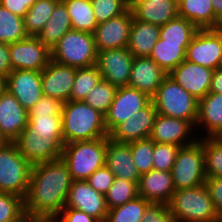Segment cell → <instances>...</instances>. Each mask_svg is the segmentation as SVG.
I'll return each mask as SVG.
<instances>
[{
	"mask_svg": "<svg viewBox=\"0 0 222 222\" xmlns=\"http://www.w3.org/2000/svg\"><path fill=\"white\" fill-rule=\"evenodd\" d=\"M73 182L67 164L58 160L32 165L24 211L35 221L56 217L66 206Z\"/></svg>",
	"mask_w": 222,
	"mask_h": 222,
	"instance_id": "1",
	"label": "cell"
},
{
	"mask_svg": "<svg viewBox=\"0 0 222 222\" xmlns=\"http://www.w3.org/2000/svg\"><path fill=\"white\" fill-rule=\"evenodd\" d=\"M13 143L31 165L60 159L65 145L62 115H28L26 128Z\"/></svg>",
	"mask_w": 222,
	"mask_h": 222,
	"instance_id": "2",
	"label": "cell"
},
{
	"mask_svg": "<svg viewBox=\"0 0 222 222\" xmlns=\"http://www.w3.org/2000/svg\"><path fill=\"white\" fill-rule=\"evenodd\" d=\"M64 144L108 137L105 116L84 101H67L62 108Z\"/></svg>",
	"mask_w": 222,
	"mask_h": 222,
	"instance_id": "3",
	"label": "cell"
},
{
	"mask_svg": "<svg viewBox=\"0 0 222 222\" xmlns=\"http://www.w3.org/2000/svg\"><path fill=\"white\" fill-rule=\"evenodd\" d=\"M168 206L176 222H220L205 184L175 190Z\"/></svg>",
	"mask_w": 222,
	"mask_h": 222,
	"instance_id": "4",
	"label": "cell"
},
{
	"mask_svg": "<svg viewBox=\"0 0 222 222\" xmlns=\"http://www.w3.org/2000/svg\"><path fill=\"white\" fill-rule=\"evenodd\" d=\"M108 137L75 141L64 145L61 159L67 164L73 180H87L105 165Z\"/></svg>",
	"mask_w": 222,
	"mask_h": 222,
	"instance_id": "5",
	"label": "cell"
},
{
	"mask_svg": "<svg viewBox=\"0 0 222 222\" xmlns=\"http://www.w3.org/2000/svg\"><path fill=\"white\" fill-rule=\"evenodd\" d=\"M157 114L189 121L194 127L198 115V99L167 75L151 98Z\"/></svg>",
	"mask_w": 222,
	"mask_h": 222,
	"instance_id": "6",
	"label": "cell"
},
{
	"mask_svg": "<svg viewBox=\"0 0 222 222\" xmlns=\"http://www.w3.org/2000/svg\"><path fill=\"white\" fill-rule=\"evenodd\" d=\"M50 51L51 60L70 67L87 68L97 62L94 35L89 32L71 29Z\"/></svg>",
	"mask_w": 222,
	"mask_h": 222,
	"instance_id": "7",
	"label": "cell"
},
{
	"mask_svg": "<svg viewBox=\"0 0 222 222\" xmlns=\"http://www.w3.org/2000/svg\"><path fill=\"white\" fill-rule=\"evenodd\" d=\"M175 190L194 188L205 184V159L202 138L180 147L171 169Z\"/></svg>",
	"mask_w": 222,
	"mask_h": 222,
	"instance_id": "8",
	"label": "cell"
},
{
	"mask_svg": "<svg viewBox=\"0 0 222 222\" xmlns=\"http://www.w3.org/2000/svg\"><path fill=\"white\" fill-rule=\"evenodd\" d=\"M32 165L11 142L0 149V192L25 198Z\"/></svg>",
	"mask_w": 222,
	"mask_h": 222,
	"instance_id": "9",
	"label": "cell"
},
{
	"mask_svg": "<svg viewBox=\"0 0 222 222\" xmlns=\"http://www.w3.org/2000/svg\"><path fill=\"white\" fill-rule=\"evenodd\" d=\"M185 60L216 70L222 67V36L215 29H199L186 49Z\"/></svg>",
	"mask_w": 222,
	"mask_h": 222,
	"instance_id": "10",
	"label": "cell"
},
{
	"mask_svg": "<svg viewBox=\"0 0 222 222\" xmlns=\"http://www.w3.org/2000/svg\"><path fill=\"white\" fill-rule=\"evenodd\" d=\"M10 64L13 70L41 72L51 60V51L37 36L9 44Z\"/></svg>",
	"mask_w": 222,
	"mask_h": 222,
	"instance_id": "11",
	"label": "cell"
},
{
	"mask_svg": "<svg viewBox=\"0 0 222 222\" xmlns=\"http://www.w3.org/2000/svg\"><path fill=\"white\" fill-rule=\"evenodd\" d=\"M134 56L127 49H107L98 51L96 66L103 80L115 87L128 86Z\"/></svg>",
	"mask_w": 222,
	"mask_h": 222,
	"instance_id": "12",
	"label": "cell"
},
{
	"mask_svg": "<svg viewBox=\"0 0 222 222\" xmlns=\"http://www.w3.org/2000/svg\"><path fill=\"white\" fill-rule=\"evenodd\" d=\"M151 101V97L136 88L130 86L117 88L114 100L105 115V127L108 134Z\"/></svg>",
	"mask_w": 222,
	"mask_h": 222,
	"instance_id": "13",
	"label": "cell"
},
{
	"mask_svg": "<svg viewBox=\"0 0 222 222\" xmlns=\"http://www.w3.org/2000/svg\"><path fill=\"white\" fill-rule=\"evenodd\" d=\"M149 138L157 143L176 146L193 144L197 139L195 127L187 120L157 114Z\"/></svg>",
	"mask_w": 222,
	"mask_h": 222,
	"instance_id": "14",
	"label": "cell"
},
{
	"mask_svg": "<svg viewBox=\"0 0 222 222\" xmlns=\"http://www.w3.org/2000/svg\"><path fill=\"white\" fill-rule=\"evenodd\" d=\"M64 208L83 211L98 222H105L108 213L105 196L91 187L87 180H73Z\"/></svg>",
	"mask_w": 222,
	"mask_h": 222,
	"instance_id": "15",
	"label": "cell"
},
{
	"mask_svg": "<svg viewBox=\"0 0 222 222\" xmlns=\"http://www.w3.org/2000/svg\"><path fill=\"white\" fill-rule=\"evenodd\" d=\"M132 23L133 13L128 8L123 14L98 24L93 33L97 51L127 47Z\"/></svg>",
	"mask_w": 222,
	"mask_h": 222,
	"instance_id": "16",
	"label": "cell"
},
{
	"mask_svg": "<svg viewBox=\"0 0 222 222\" xmlns=\"http://www.w3.org/2000/svg\"><path fill=\"white\" fill-rule=\"evenodd\" d=\"M5 89L28 111L43 96L41 72L13 70L5 78Z\"/></svg>",
	"mask_w": 222,
	"mask_h": 222,
	"instance_id": "17",
	"label": "cell"
},
{
	"mask_svg": "<svg viewBox=\"0 0 222 222\" xmlns=\"http://www.w3.org/2000/svg\"><path fill=\"white\" fill-rule=\"evenodd\" d=\"M156 115V108L151 101L143 109L117 125L109 133L108 137L119 143H129L149 138Z\"/></svg>",
	"mask_w": 222,
	"mask_h": 222,
	"instance_id": "18",
	"label": "cell"
},
{
	"mask_svg": "<svg viewBox=\"0 0 222 222\" xmlns=\"http://www.w3.org/2000/svg\"><path fill=\"white\" fill-rule=\"evenodd\" d=\"M214 70L184 60L168 75L196 99L200 100L210 92Z\"/></svg>",
	"mask_w": 222,
	"mask_h": 222,
	"instance_id": "19",
	"label": "cell"
},
{
	"mask_svg": "<svg viewBox=\"0 0 222 222\" xmlns=\"http://www.w3.org/2000/svg\"><path fill=\"white\" fill-rule=\"evenodd\" d=\"M76 68L59 64L53 60L41 71L42 93L44 96L69 101Z\"/></svg>",
	"mask_w": 222,
	"mask_h": 222,
	"instance_id": "20",
	"label": "cell"
},
{
	"mask_svg": "<svg viewBox=\"0 0 222 222\" xmlns=\"http://www.w3.org/2000/svg\"><path fill=\"white\" fill-rule=\"evenodd\" d=\"M167 75L150 57H134L128 86L152 98Z\"/></svg>",
	"mask_w": 222,
	"mask_h": 222,
	"instance_id": "21",
	"label": "cell"
},
{
	"mask_svg": "<svg viewBox=\"0 0 222 222\" xmlns=\"http://www.w3.org/2000/svg\"><path fill=\"white\" fill-rule=\"evenodd\" d=\"M195 131L198 138L219 137L222 134V94L209 92L198 100Z\"/></svg>",
	"mask_w": 222,
	"mask_h": 222,
	"instance_id": "22",
	"label": "cell"
},
{
	"mask_svg": "<svg viewBox=\"0 0 222 222\" xmlns=\"http://www.w3.org/2000/svg\"><path fill=\"white\" fill-rule=\"evenodd\" d=\"M28 124V111L6 89L0 94V131L13 142Z\"/></svg>",
	"mask_w": 222,
	"mask_h": 222,
	"instance_id": "23",
	"label": "cell"
},
{
	"mask_svg": "<svg viewBox=\"0 0 222 222\" xmlns=\"http://www.w3.org/2000/svg\"><path fill=\"white\" fill-rule=\"evenodd\" d=\"M174 191L171 171L153 169L142 174L138 183V195L150 203L168 205Z\"/></svg>",
	"mask_w": 222,
	"mask_h": 222,
	"instance_id": "24",
	"label": "cell"
},
{
	"mask_svg": "<svg viewBox=\"0 0 222 222\" xmlns=\"http://www.w3.org/2000/svg\"><path fill=\"white\" fill-rule=\"evenodd\" d=\"M105 165L115 177L139 183L141 174L135 166L129 143H119L108 137Z\"/></svg>",
	"mask_w": 222,
	"mask_h": 222,
	"instance_id": "25",
	"label": "cell"
},
{
	"mask_svg": "<svg viewBox=\"0 0 222 222\" xmlns=\"http://www.w3.org/2000/svg\"><path fill=\"white\" fill-rule=\"evenodd\" d=\"M128 7L135 19L159 26L178 17V3L175 0L128 2Z\"/></svg>",
	"mask_w": 222,
	"mask_h": 222,
	"instance_id": "26",
	"label": "cell"
},
{
	"mask_svg": "<svg viewBox=\"0 0 222 222\" xmlns=\"http://www.w3.org/2000/svg\"><path fill=\"white\" fill-rule=\"evenodd\" d=\"M160 35V26L133 17L127 49L134 57H149Z\"/></svg>",
	"mask_w": 222,
	"mask_h": 222,
	"instance_id": "27",
	"label": "cell"
},
{
	"mask_svg": "<svg viewBox=\"0 0 222 222\" xmlns=\"http://www.w3.org/2000/svg\"><path fill=\"white\" fill-rule=\"evenodd\" d=\"M71 29V18L65 4L60 1L55 6L49 20L37 37L51 50L52 47L66 34V32Z\"/></svg>",
	"mask_w": 222,
	"mask_h": 222,
	"instance_id": "28",
	"label": "cell"
},
{
	"mask_svg": "<svg viewBox=\"0 0 222 222\" xmlns=\"http://www.w3.org/2000/svg\"><path fill=\"white\" fill-rule=\"evenodd\" d=\"M178 16L192 22L198 29H214V8L211 0H182Z\"/></svg>",
	"mask_w": 222,
	"mask_h": 222,
	"instance_id": "29",
	"label": "cell"
},
{
	"mask_svg": "<svg viewBox=\"0 0 222 222\" xmlns=\"http://www.w3.org/2000/svg\"><path fill=\"white\" fill-rule=\"evenodd\" d=\"M62 2L71 18L72 29L93 34L98 23L91 0H62Z\"/></svg>",
	"mask_w": 222,
	"mask_h": 222,
	"instance_id": "30",
	"label": "cell"
},
{
	"mask_svg": "<svg viewBox=\"0 0 222 222\" xmlns=\"http://www.w3.org/2000/svg\"><path fill=\"white\" fill-rule=\"evenodd\" d=\"M188 46L189 44L163 43V40L158 39L149 57L169 74L185 60Z\"/></svg>",
	"mask_w": 222,
	"mask_h": 222,
	"instance_id": "31",
	"label": "cell"
},
{
	"mask_svg": "<svg viewBox=\"0 0 222 222\" xmlns=\"http://www.w3.org/2000/svg\"><path fill=\"white\" fill-rule=\"evenodd\" d=\"M198 30L192 22L178 16L160 26L159 39L163 43L190 44Z\"/></svg>",
	"mask_w": 222,
	"mask_h": 222,
	"instance_id": "32",
	"label": "cell"
},
{
	"mask_svg": "<svg viewBox=\"0 0 222 222\" xmlns=\"http://www.w3.org/2000/svg\"><path fill=\"white\" fill-rule=\"evenodd\" d=\"M58 0H36L24 17L25 31L28 36H37L46 25Z\"/></svg>",
	"mask_w": 222,
	"mask_h": 222,
	"instance_id": "33",
	"label": "cell"
},
{
	"mask_svg": "<svg viewBox=\"0 0 222 222\" xmlns=\"http://www.w3.org/2000/svg\"><path fill=\"white\" fill-rule=\"evenodd\" d=\"M27 37L24 18L15 15L0 5V42L11 44Z\"/></svg>",
	"mask_w": 222,
	"mask_h": 222,
	"instance_id": "34",
	"label": "cell"
},
{
	"mask_svg": "<svg viewBox=\"0 0 222 222\" xmlns=\"http://www.w3.org/2000/svg\"><path fill=\"white\" fill-rule=\"evenodd\" d=\"M149 204V201L138 196L121 206L108 209L105 222H140Z\"/></svg>",
	"mask_w": 222,
	"mask_h": 222,
	"instance_id": "35",
	"label": "cell"
},
{
	"mask_svg": "<svg viewBox=\"0 0 222 222\" xmlns=\"http://www.w3.org/2000/svg\"><path fill=\"white\" fill-rule=\"evenodd\" d=\"M102 79L96 65L87 68H76L70 101H84L88 92Z\"/></svg>",
	"mask_w": 222,
	"mask_h": 222,
	"instance_id": "36",
	"label": "cell"
},
{
	"mask_svg": "<svg viewBox=\"0 0 222 222\" xmlns=\"http://www.w3.org/2000/svg\"><path fill=\"white\" fill-rule=\"evenodd\" d=\"M207 177L222 178V139L202 137Z\"/></svg>",
	"mask_w": 222,
	"mask_h": 222,
	"instance_id": "37",
	"label": "cell"
},
{
	"mask_svg": "<svg viewBox=\"0 0 222 222\" xmlns=\"http://www.w3.org/2000/svg\"><path fill=\"white\" fill-rule=\"evenodd\" d=\"M138 196V184L136 182L115 177L114 182L105 195L106 205L108 209H112Z\"/></svg>",
	"mask_w": 222,
	"mask_h": 222,
	"instance_id": "38",
	"label": "cell"
},
{
	"mask_svg": "<svg viewBox=\"0 0 222 222\" xmlns=\"http://www.w3.org/2000/svg\"><path fill=\"white\" fill-rule=\"evenodd\" d=\"M116 91L117 87L101 79L97 85L88 92L84 102L105 116L114 100Z\"/></svg>",
	"mask_w": 222,
	"mask_h": 222,
	"instance_id": "39",
	"label": "cell"
},
{
	"mask_svg": "<svg viewBox=\"0 0 222 222\" xmlns=\"http://www.w3.org/2000/svg\"><path fill=\"white\" fill-rule=\"evenodd\" d=\"M132 160L139 173L145 174L153 170L154 141L150 138L129 142Z\"/></svg>",
	"mask_w": 222,
	"mask_h": 222,
	"instance_id": "40",
	"label": "cell"
},
{
	"mask_svg": "<svg viewBox=\"0 0 222 222\" xmlns=\"http://www.w3.org/2000/svg\"><path fill=\"white\" fill-rule=\"evenodd\" d=\"M98 24L123 14L128 7V0H91Z\"/></svg>",
	"mask_w": 222,
	"mask_h": 222,
	"instance_id": "41",
	"label": "cell"
},
{
	"mask_svg": "<svg viewBox=\"0 0 222 222\" xmlns=\"http://www.w3.org/2000/svg\"><path fill=\"white\" fill-rule=\"evenodd\" d=\"M180 146L154 142L153 169L171 171Z\"/></svg>",
	"mask_w": 222,
	"mask_h": 222,
	"instance_id": "42",
	"label": "cell"
},
{
	"mask_svg": "<svg viewBox=\"0 0 222 222\" xmlns=\"http://www.w3.org/2000/svg\"><path fill=\"white\" fill-rule=\"evenodd\" d=\"M23 212V198L11 193L0 192V222L17 219Z\"/></svg>",
	"mask_w": 222,
	"mask_h": 222,
	"instance_id": "43",
	"label": "cell"
},
{
	"mask_svg": "<svg viewBox=\"0 0 222 222\" xmlns=\"http://www.w3.org/2000/svg\"><path fill=\"white\" fill-rule=\"evenodd\" d=\"M64 102L49 96H42L35 105L28 110V115H62Z\"/></svg>",
	"mask_w": 222,
	"mask_h": 222,
	"instance_id": "44",
	"label": "cell"
},
{
	"mask_svg": "<svg viewBox=\"0 0 222 222\" xmlns=\"http://www.w3.org/2000/svg\"><path fill=\"white\" fill-rule=\"evenodd\" d=\"M115 175L108 169L106 165L96 170L89 178L87 182L97 192L102 195H106L112 183L114 182Z\"/></svg>",
	"mask_w": 222,
	"mask_h": 222,
	"instance_id": "45",
	"label": "cell"
},
{
	"mask_svg": "<svg viewBox=\"0 0 222 222\" xmlns=\"http://www.w3.org/2000/svg\"><path fill=\"white\" fill-rule=\"evenodd\" d=\"M140 222H176L169 206L161 203H150Z\"/></svg>",
	"mask_w": 222,
	"mask_h": 222,
	"instance_id": "46",
	"label": "cell"
},
{
	"mask_svg": "<svg viewBox=\"0 0 222 222\" xmlns=\"http://www.w3.org/2000/svg\"><path fill=\"white\" fill-rule=\"evenodd\" d=\"M205 185L218 216L222 217V178L207 177Z\"/></svg>",
	"mask_w": 222,
	"mask_h": 222,
	"instance_id": "47",
	"label": "cell"
},
{
	"mask_svg": "<svg viewBox=\"0 0 222 222\" xmlns=\"http://www.w3.org/2000/svg\"><path fill=\"white\" fill-rule=\"evenodd\" d=\"M56 218L60 222H98L95 218L74 208H63Z\"/></svg>",
	"mask_w": 222,
	"mask_h": 222,
	"instance_id": "48",
	"label": "cell"
},
{
	"mask_svg": "<svg viewBox=\"0 0 222 222\" xmlns=\"http://www.w3.org/2000/svg\"><path fill=\"white\" fill-rule=\"evenodd\" d=\"M35 2L36 0H0V5L15 15L24 18Z\"/></svg>",
	"mask_w": 222,
	"mask_h": 222,
	"instance_id": "49",
	"label": "cell"
},
{
	"mask_svg": "<svg viewBox=\"0 0 222 222\" xmlns=\"http://www.w3.org/2000/svg\"><path fill=\"white\" fill-rule=\"evenodd\" d=\"M11 71L9 44L0 42V76L6 78Z\"/></svg>",
	"mask_w": 222,
	"mask_h": 222,
	"instance_id": "50",
	"label": "cell"
},
{
	"mask_svg": "<svg viewBox=\"0 0 222 222\" xmlns=\"http://www.w3.org/2000/svg\"><path fill=\"white\" fill-rule=\"evenodd\" d=\"M210 92L222 94V68L214 70L211 80Z\"/></svg>",
	"mask_w": 222,
	"mask_h": 222,
	"instance_id": "51",
	"label": "cell"
},
{
	"mask_svg": "<svg viewBox=\"0 0 222 222\" xmlns=\"http://www.w3.org/2000/svg\"><path fill=\"white\" fill-rule=\"evenodd\" d=\"M214 8V28L216 27L217 21L222 18V0H211Z\"/></svg>",
	"mask_w": 222,
	"mask_h": 222,
	"instance_id": "52",
	"label": "cell"
},
{
	"mask_svg": "<svg viewBox=\"0 0 222 222\" xmlns=\"http://www.w3.org/2000/svg\"><path fill=\"white\" fill-rule=\"evenodd\" d=\"M8 222H35L25 211L17 218Z\"/></svg>",
	"mask_w": 222,
	"mask_h": 222,
	"instance_id": "53",
	"label": "cell"
},
{
	"mask_svg": "<svg viewBox=\"0 0 222 222\" xmlns=\"http://www.w3.org/2000/svg\"><path fill=\"white\" fill-rule=\"evenodd\" d=\"M9 143H11L8 138L0 131V149L6 147Z\"/></svg>",
	"mask_w": 222,
	"mask_h": 222,
	"instance_id": "54",
	"label": "cell"
},
{
	"mask_svg": "<svg viewBox=\"0 0 222 222\" xmlns=\"http://www.w3.org/2000/svg\"><path fill=\"white\" fill-rule=\"evenodd\" d=\"M214 29L222 36V18L217 21L216 27Z\"/></svg>",
	"mask_w": 222,
	"mask_h": 222,
	"instance_id": "55",
	"label": "cell"
},
{
	"mask_svg": "<svg viewBox=\"0 0 222 222\" xmlns=\"http://www.w3.org/2000/svg\"><path fill=\"white\" fill-rule=\"evenodd\" d=\"M37 222H60L56 217L43 218Z\"/></svg>",
	"mask_w": 222,
	"mask_h": 222,
	"instance_id": "56",
	"label": "cell"
},
{
	"mask_svg": "<svg viewBox=\"0 0 222 222\" xmlns=\"http://www.w3.org/2000/svg\"><path fill=\"white\" fill-rule=\"evenodd\" d=\"M5 90V78L0 76V94Z\"/></svg>",
	"mask_w": 222,
	"mask_h": 222,
	"instance_id": "57",
	"label": "cell"
},
{
	"mask_svg": "<svg viewBox=\"0 0 222 222\" xmlns=\"http://www.w3.org/2000/svg\"><path fill=\"white\" fill-rule=\"evenodd\" d=\"M152 0H128V2H148Z\"/></svg>",
	"mask_w": 222,
	"mask_h": 222,
	"instance_id": "58",
	"label": "cell"
}]
</instances>
